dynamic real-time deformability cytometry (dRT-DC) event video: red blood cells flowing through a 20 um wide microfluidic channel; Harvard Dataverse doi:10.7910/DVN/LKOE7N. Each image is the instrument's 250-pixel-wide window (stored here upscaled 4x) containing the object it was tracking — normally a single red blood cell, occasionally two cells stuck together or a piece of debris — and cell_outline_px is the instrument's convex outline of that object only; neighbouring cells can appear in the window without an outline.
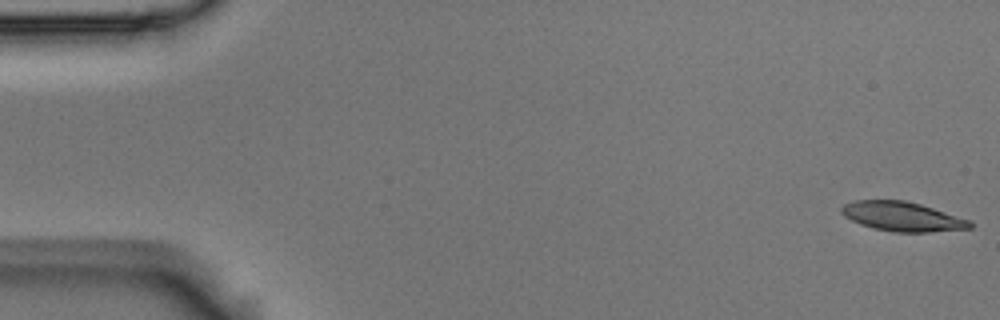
{"species": "Egyptian fruit bat (a non-hibernating species)", "species_latin": "Rousettus aegyptiacus", "temperature_condition": "room temperature", "stored_images_in_passage": 54, "camera_frame_rate_fps": 3000, "um_per_image_px": 0.085, "animal": {"sex": "male"}, "frame": {"image": 1, "passage_image": 1, "time_ms": 0.0, "image_size_px": [1000, 320], "cell_outline_px": [[972, 228], [928, 232], [896, 232], [872, 228], [860, 224], [844, 216], [840, 212], [840, 208], [844, 204], [852, 200], [904, 200], [920, 204], [972, 220]], "centroid_in_image_um": [76.69, 18.4], "position_along_channel_um": 8.3, "area_um2": 22.08}}
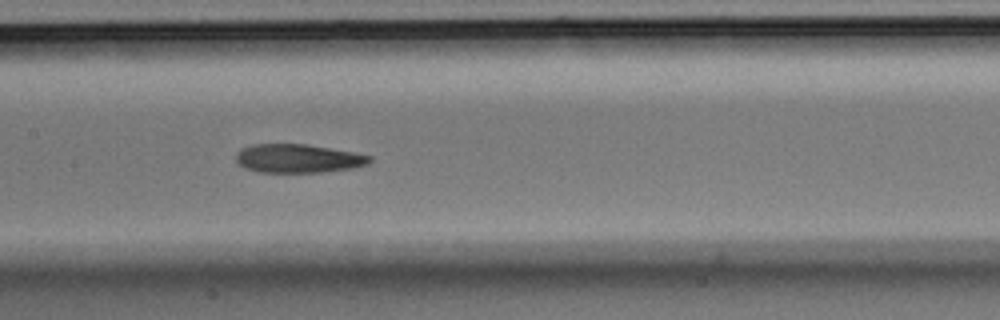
{"frame": {"image": 2, "passage_image": 26, "time_ms": 8.333, "image_size_px": [1000, 320], "cell_outline_px": [[372, 160], [368, 164], [352, 168], [320, 172], [260, 172], [244, 168], [236, 160], [236, 152], [240, 148], [252, 144], [308, 144], [352, 152], [372, 156]], "centroid_in_image_um": [25.31, 13.46], "position_along_channel_um": 182.1, "area_um2": 22.31}}
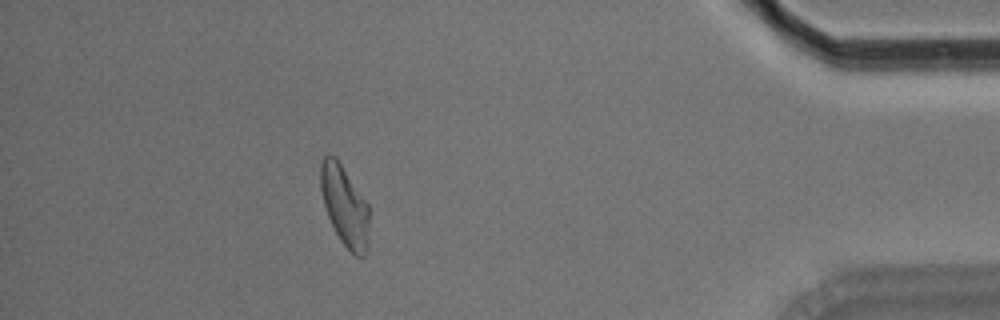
{"frame": {"image": 3, "passage_image": 48, "time_ms": 15.667, "image_size_px": [1000, 320], "cell_outline_px": [[368, 252], [364, 256], [356, 256], [340, 240], [328, 216], [324, 204], [320, 188], [320, 164], [324, 156], [328, 152], [336, 156], [368, 204]], "centroid_in_image_um": [29.29, 17.46], "position_along_channel_um": 405.9, "area_um2": 22.72}, "authors_computed_cell_mechanics": {"area_um2": 22.7154, "velocity_mm_per_s": 3.7194, "shape_relaxation_time_tau1_ms": 4.6548, "shape_relaxation_time_tau2_ms": 3.1152, "deformation_change_tau1": 0.1812, "deformation_change_tau2": 0.121}}